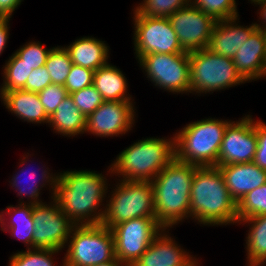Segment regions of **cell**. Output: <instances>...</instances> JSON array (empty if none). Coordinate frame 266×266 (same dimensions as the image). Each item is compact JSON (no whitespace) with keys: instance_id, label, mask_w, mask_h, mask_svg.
Here are the masks:
<instances>
[{"instance_id":"1","label":"cell","mask_w":266,"mask_h":266,"mask_svg":"<svg viewBox=\"0 0 266 266\" xmlns=\"http://www.w3.org/2000/svg\"><path fill=\"white\" fill-rule=\"evenodd\" d=\"M106 175L90 170H66L58 172L52 199L75 225L101 224L105 215L108 189Z\"/></svg>"},{"instance_id":"2","label":"cell","mask_w":266,"mask_h":266,"mask_svg":"<svg viewBox=\"0 0 266 266\" xmlns=\"http://www.w3.org/2000/svg\"><path fill=\"white\" fill-rule=\"evenodd\" d=\"M190 219L202 226H227L238 223L237 203L228 192L216 166L195 170L190 193Z\"/></svg>"},{"instance_id":"3","label":"cell","mask_w":266,"mask_h":266,"mask_svg":"<svg viewBox=\"0 0 266 266\" xmlns=\"http://www.w3.org/2000/svg\"><path fill=\"white\" fill-rule=\"evenodd\" d=\"M198 167L174 158L151 181L155 219L163 228L172 229L190 220L191 185Z\"/></svg>"},{"instance_id":"4","label":"cell","mask_w":266,"mask_h":266,"mask_svg":"<svg viewBox=\"0 0 266 266\" xmlns=\"http://www.w3.org/2000/svg\"><path fill=\"white\" fill-rule=\"evenodd\" d=\"M172 135L168 139L153 136L134 142L112 161V175L119 180L152 181L175 158Z\"/></svg>"},{"instance_id":"5","label":"cell","mask_w":266,"mask_h":266,"mask_svg":"<svg viewBox=\"0 0 266 266\" xmlns=\"http://www.w3.org/2000/svg\"><path fill=\"white\" fill-rule=\"evenodd\" d=\"M231 119L203 118L176 130L175 158L199 167L218 166V155Z\"/></svg>"},{"instance_id":"6","label":"cell","mask_w":266,"mask_h":266,"mask_svg":"<svg viewBox=\"0 0 266 266\" xmlns=\"http://www.w3.org/2000/svg\"><path fill=\"white\" fill-rule=\"evenodd\" d=\"M115 180V184L110 183L111 192L108 190L103 226L112 229L134 218L155 217L151 181Z\"/></svg>"},{"instance_id":"7","label":"cell","mask_w":266,"mask_h":266,"mask_svg":"<svg viewBox=\"0 0 266 266\" xmlns=\"http://www.w3.org/2000/svg\"><path fill=\"white\" fill-rule=\"evenodd\" d=\"M190 94L221 92L247 83L237 72L232 58L201 49L189 53Z\"/></svg>"},{"instance_id":"8","label":"cell","mask_w":266,"mask_h":266,"mask_svg":"<svg viewBox=\"0 0 266 266\" xmlns=\"http://www.w3.org/2000/svg\"><path fill=\"white\" fill-rule=\"evenodd\" d=\"M64 249V266H94L116 259L113 234L102 224L75 225Z\"/></svg>"},{"instance_id":"9","label":"cell","mask_w":266,"mask_h":266,"mask_svg":"<svg viewBox=\"0 0 266 266\" xmlns=\"http://www.w3.org/2000/svg\"><path fill=\"white\" fill-rule=\"evenodd\" d=\"M153 86L173 94L190 93L189 53H152L136 60Z\"/></svg>"},{"instance_id":"10","label":"cell","mask_w":266,"mask_h":266,"mask_svg":"<svg viewBox=\"0 0 266 266\" xmlns=\"http://www.w3.org/2000/svg\"><path fill=\"white\" fill-rule=\"evenodd\" d=\"M132 12L135 59L152 53H186L169 18L140 15L134 9Z\"/></svg>"},{"instance_id":"11","label":"cell","mask_w":266,"mask_h":266,"mask_svg":"<svg viewBox=\"0 0 266 266\" xmlns=\"http://www.w3.org/2000/svg\"><path fill=\"white\" fill-rule=\"evenodd\" d=\"M162 229L155 217L134 218L115 225L111 232L116 258L125 266L133 265Z\"/></svg>"},{"instance_id":"12","label":"cell","mask_w":266,"mask_h":266,"mask_svg":"<svg viewBox=\"0 0 266 266\" xmlns=\"http://www.w3.org/2000/svg\"><path fill=\"white\" fill-rule=\"evenodd\" d=\"M32 217L35 228L33 249L63 251L75 224L66 217L57 203L50 198L49 202L33 205Z\"/></svg>"},{"instance_id":"13","label":"cell","mask_w":266,"mask_h":266,"mask_svg":"<svg viewBox=\"0 0 266 266\" xmlns=\"http://www.w3.org/2000/svg\"><path fill=\"white\" fill-rule=\"evenodd\" d=\"M134 101H104L86 120V134L97 137H119L136 125L138 115Z\"/></svg>"},{"instance_id":"14","label":"cell","mask_w":266,"mask_h":266,"mask_svg":"<svg viewBox=\"0 0 266 266\" xmlns=\"http://www.w3.org/2000/svg\"><path fill=\"white\" fill-rule=\"evenodd\" d=\"M168 18L184 52L191 53L208 47L217 22L212 16L189 3Z\"/></svg>"},{"instance_id":"15","label":"cell","mask_w":266,"mask_h":266,"mask_svg":"<svg viewBox=\"0 0 266 266\" xmlns=\"http://www.w3.org/2000/svg\"><path fill=\"white\" fill-rule=\"evenodd\" d=\"M256 147V119L247 114L232 120L223 135L218 166L253 162Z\"/></svg>"},{"instance_id":"16","label":"cell","mask_w":266,"mask_h":266,"mask_svg":"<svg viewBox=\"0 0 266 266\" xmlns=\"http://www.w3.org/2000/svg\"><path fill=\"white\" fill-rule=\"evenodd\" d=\"M31 156H34V155L30 154L29 152H27L26 154L25 153L23 154L22 158L19 159L20 162L18 166V167L22 166L21 170L20 168L19 169L17 168V171H15V175L13 173L9 181L10 183L9 186L12 187L13 190L15 189V191L17 192V197H19V201L17 202V204L21 203V204L37 205V204L43 203L44 200H42V198L40 199L41 197L40 195H42L41 190L44 189L43 187H45L46 189H49L50 191L49 195L51 193L49 198H52L54 190H55V183L58 178L57 172L53 173L51 170H49V167H46L45 164L43 165V167L41 166V168L38 167L40 168V171H41V172L38 171L40 172V174L39 173L37 174L36 170L33 171L30 169V171H28L29 168L27 169V166H23V165L29 164V162L31 161L29 160ZM37 175L40 177H38ZM24 198L25 199L27 198V200L24 201Z\"/></svg>"},{"instance_id":"17","label":"cell","mask_w":266,"mask_h":266,"mask_svg":"<svg viewBox=\"0 0 266 266\" xmlns=\"http://www.w3.org/2000/svg\"><path fill=\"white\" fill-rule=\"evenodd\" d=\"M172 229L163 228L146 251L131 266H183L193 257L171 236ZM190 253V254H189Z\"/></svg>"},{"instance_id":"18","label":"cell","mask_w":266,"mask_h":266,"mask_svg":"<svg viewBox=\"0 0 266 266\" xmlns=\"http://www.w3.org/2000/svg\"><path fill=\"white\" fill-rule=\"evenodd\" d=\"M232 59L247 83L265 79L266 32L256 29Z\"/></svg>"},{"instance_id":"19","label":"cell","mask_w":266,"mask_h":266,"mask_svg":"<svg viewBox=\"0 0 266 266\" xmlns=\"http://www.w3.org/2000/svg\"><path fill=\"white\" fill-rule=\"evenodd\" d=\"M239 19L240 16L217 21L213 27L207 49L217 55L233 58L257 29L253 22L251 25L245 26L240 24Z\"/></svg>"},{"instance_id":"20","label":"cell","mask_w":266,"mask_h":266,"mask_svg":"<svg viewBox=\"0 0 266 266\" xmlns=\"http://www.w3.org/2000/svg\"><path fill=\"white\" fill-rule=\"evenodd\" d=\"M217 167L222 173L228 192L236 203L247 193L266 183V171L253 162Z\"/></svg>"},{"instance_id":"21","label":"cell","mask_w":266,"mask_h":266,"mask_svg":"<svg viewBox=\"0 0 266 266\" xmlns=\"http://www.w3.org/2000/svg\"><path fill=\"white\" fill-rule=\"evenodd\" d=\"M0 101L8 112L21 121L27 122V124L48 125L49 123V117L40 102L37 92L23 89L7 91L0 96Z\"/></svg>"},{"instance_id":"22","label":"cell","mask_w":266,"mask_h":266,"mask_svg":"<svg viewBox=\"0 0 266 266\" xmlns=\"http://www.w3.org/2000/svg\"><path fill=\"white\" fill-rule=\"evenodd\" d=\"M64 47L74 65L93 71L105 66L110 61V47L105 41L96 37H79Z\"/></svg>"},{"instance_id":"23","label":"cell","mask_w":266,"mask_h":266,"mask_svg":"<svg viewBox=\"0 0 266 266\" xmlns=\"http://www.w3.org/2000/svg\"><path fill=\"white\" fill-rule=\"evenodd\" d=\"M32 204L8 205L0 210L1 231L9 233L24 243L27 249H33L34 222ZM9 217V218H8Z\"/></svg>"},{"instance_id":"24","label":"cell","mask_w":266,"mask_h":266,"mask_svg":"<svg viewBox=\"0 0 266 266\" xmlns=\"http://www.w3.org/2000/svg\"><path fill=\"white\" fill-rule=\"evenodd\" d=\"M124 74L111 63L94 72L93 85L104 101H135L128 92V80Z\"/></svg>"},{"instance_id":"25","label":"cell","mask_w":266,"mask_h":266,"mask_svg":"<svg viewBox=\"0 0 266 266\" xmlns=\"http://www.w3.org/2000/svg\"><path fill=\"white\" fill-rule=\"evenodd\" d=\"M87 118L75 106L70 94L57 106L49 117V127L54 133L66 137H78L85 134Z\"/></svg>"},{"instance_id":"26","label":"cell","mask_w":266,"mask_h":266,"mask_svg":"<svg viewBox=\"0 0 266 266\" xmlns=\"http://www.w3.org/2000/svg\"><path fill=\"white\" fill-rule=\"evenodd\" d=\"M238 225L249 228L245 237L246 266H265L266 263V214L242 219ZM248 224V225H247Z\"/></svg>"},{"instance_id":"27","label":"cell","mask_w":266,"mask_h":266,"mask_svg":"<svg viewBox=\"0 0 266 266\" xmlns=\"http://www.w3.org/2000/svg\"><path fill=\"white\" fill-rule=\"evenodd\" d=\"M2 66L1 75L3 82L0 85V96L7 91L23 89L28 76L33 71L14 52Z\"/></svg>"},{"instance_id":"28","label":"cell","mask_w":266,"mask_h":266,"mask_svg":"<svg viewBox=\"0 0 266 266\" xmlns=\"http://www.w3.org/2000/svg\"><path fill=\"white\" fill-rule=\"evenodd\" d=\"M60 252L62 251L40 248L17 250L9 257L8 266H64V259H61V265L56 261Z\"/></svg>"},{"instance_id":"29","label":"cell","mask_w":266,"mask_h":266,"mask_svg":"<svg viewBox=\"0 0 266 266\" xmlns=\"http://www.w3.org/2000/svg\"><path fill=\"white\" fill-rule=\"evenodd\" d=\"M72 65L65 47L57 45L51 49L44 66L49 72L52 84L64 85Z\"/></svg>"},{"instance_id":"30","label":"cell","mask_w":266,"mask_h":266,"mask_svg":"<svg viewBox=\"0 0 266 266\" xmlns=\"http://www.w3.org/2000/svg\"><path fill=\"white\" fill-rule=\"evenodd\" d=\"M266 214V183L247 193L237 203L238 221Z\"/></svg>"},{"instance_id":"31","label":"cell","mask_w":266,"mask_h":266,"mask_svg":"<svg viewBox=\"0 0 266 266\" xmlns=\"http://www.w3.org/2000/svg\"><path fill=\"white\" fill-rule=\"evenodd\" d=\"M189 3L190 0H142L133 9L140 15L168 18Z\"/></svg>"},{"instance_id":"32","label":"cell","mask_w":266,"mask_h":266,"mask_svg":"<svg viewBox=\"0 0 266 266\" xmlns=\"http://www.w3.org/2000/svg\"><path fill=\"white\" fill-rule=\"evenodd\" d=\"M190 4L212 16L216 21L240 16L236 0H190Z\"/></svg>"},{"instance_id":"33","label":"cell","mask_w":266,"mask_h":266,"mask_svg":"<svg viewBox=\"0 0 266 266\" xmlns=\"http://www.w3.org/2000/svg\"><path fill=\"white\" fill-rule=\"evenodd\" d=\"M52 48L45 47L40 41L30 40L20 46L14 53L31 69H37L45 65Z\"/></svg>"},{"instance_id":"34","label":"cell","mask_w":266,"mask_h":266,"mask_svg":"<svg viewBox=\"0 0 266 266\" xmlns=\"http://www.w3.org/2000/svg\"><path fill=\"white\" fill-rule=\"evenodd\" d=\"M70 96L73 99L75 106L86 118L104 102L102 95L97 91L93 84L71 93Z\"/></svg>"},{"instance_id":"35","label":"cell","mask_w":266,"mask_h":266,"mask_svg":"<svg viewBox=\"0 0 266 266\" xmlns=\"http://www.w3.org/2000/svg\"><path fill=\"white\" fill-rule=\"evenodd\" d=\"M69 95L67 89L61 84H50L38 92V97L48 117H51L57 106Z\"/></svg>"},{"instance_id":"36","label":"cell","mask_w":266,"mask_h":266,"mask_svg":"<svg viewBox=\"0 0 266 266\" xmlns=\"http://www.w3.org/2000/svg\"><path fill=\"white\" fill-rule=\"evenodd\" d=\"M94 72L91 69L73 64L65 80L64 87L69 94L88 87L93 84Z\"/></svg>"},{"instance_id":"37","label":"cell","mask_w":266,"mask_h":266,"mask_svg":"<svg viewBox=\"0 0 266 266\" xmlns=\"http://www.w3.org/2000/svg\"><path fill=\"white\" fill-rule=\"evenodd\" d=\"M50 84H52V80L49 72L45 66H42L37 69H33V71L28 76L23 90L38 93Z\"/></svg>"},{"instance_id":"38","label":"cell","mask_w":266,"mask_h":266,"mask_svg":"<svg viewBox=\"0 0 266 266\" xmlns=\"http://www.w3.org/2000/svg\"><path fill=\"white\" fill-rule=\"evenodd\" d=\"M257 147L253 163L266 171V124L261 119H256Z\"/></svg>"},{"instance_id":"39","label":"cell","mask_w":266,"mask_h":266,"mask_svg":"<svg viewBox=\"0 0 266 266\" xmlns=\"http://www.w3.org/2000/svg\"><path fill=\"white\" fill-rule=\"evenodd\" d=\"M24 0H0V18H12Z\"/></svg>"},{"instance_id":"40","label":"cell","mask_w":266,"mask_h":266,"mask_svg":"<svg viewBox=\"0 0 266 266\" xmlns=\"http://www.w3.org/2000/svg\"><path fill=\"white\" fill-rule=\"evenodd\" d=\"M10 21L11 18H0V55H2L9 42Z\"/></svg>"},{"instance_id":"41","label":"cell","mask_w":266,"mask_h":266,"mask_svg":"<svg viewBox=\"0 0 266 266\" xmlns=\"http://www.w3.org/2000/svg\"><path fill=\"white\" fill-rule=\"evenodd\" d=\"M256 5H257L256 7H259L257 10L258 11L257 14H259L257 22L260 23L254 22V25L257 27V29L266 32V0L259 2Z\"/></svg>"},{"instance_id":"42","label":"cell","mask_w":266,"mask_h":266,"mask_svg":"<svg viewBox=\"0 0 266 266\" xmlns=\"http://www.w3.org/2000/svg\"><path fill=\"white\" fill-rule=\"evenodd\" d=\"M94 266H125V265L116 258L112 261L100 263Z\"/></svg>"},{"instance_id":"43","label":"cell","mask_w":266,"mask_h":266,"mask_svg":"<svg viewBox=\"0 0 266 266\" xmlns=\"http://www.w3.org/2000/svg\"><path fill=\"white\" fill-rule=\"evenodd\" d=\"M197 255H195L186 265H183V266H200V265H203L202 262L198 259L200 258H197L196 257ZM201 262V263H199Z\"/></svg>"},{"instance_id":"44","label":"cell","mask_w":266,"mask_h":266,"mask_svg":"<svg viewBox=\"0 0 266 266\" xmlns=\"http://www.w3.org/2000/svg\"><path fill=\"white\" fill-rule=\"evenodd\" d=\"M251 4H253V6L255 5L256 6V4H258L259 2H262L263 0H248Z\"/></svg>"}]
</instances>
